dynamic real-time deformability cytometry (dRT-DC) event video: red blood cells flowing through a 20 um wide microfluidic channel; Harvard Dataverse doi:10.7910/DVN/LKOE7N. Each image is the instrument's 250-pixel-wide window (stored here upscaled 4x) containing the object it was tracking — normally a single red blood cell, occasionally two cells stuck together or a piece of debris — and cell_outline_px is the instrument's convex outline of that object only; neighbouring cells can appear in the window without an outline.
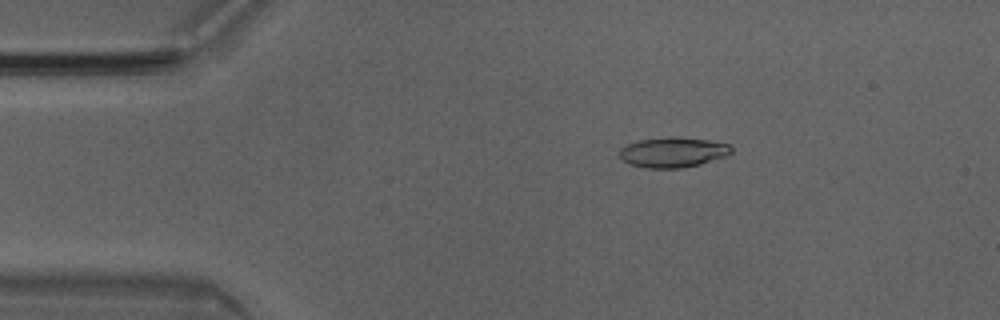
{"species": "Egyptian fruit bat (a non-hibernating species)", "species_latin": "Rousettus aegyptiacus", "temperature_condition": "room temperature", "stored_images_in_passage": 43, "camera_frame_rate_fps": 3000, "um_per_image_px": 0.085, "animal": {"sex": "male"}, "frame": {"image": 1, "passage_image": 1, "time_ms": 0.0, "image_size_px": [1000, 320], "cell_outline_px": [[732, 152], [728, 156], [700, 164], [684, 168], [644, 168], [628, 164], [620, 156], [620, 148], [636, 140], [672, 136], [676, 136], [708, 140], [732, 144]], "centroid_in_image_um": [57.23, 12.94], "position_along_channel_um": 27.8, "area_um2": 20.0}}
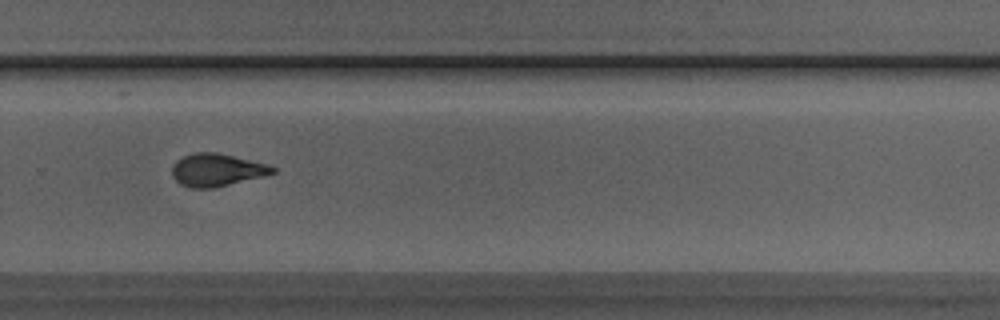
{"frame": {"image": 2, "passage_image": 26, "time_ms": 8.333, "image_size_px": [1000, 320], "cell_outline_px": [[276, 172], [264, 176], [212, 188], [192, 188], [180, 184], [172, 176], [172, 164], [176, 160], [184, 156], [196, 152], [216, 152], [268, 164], [276, 168]], "centroid_in_image_um": [18.41, 14.44], "position_along_channel_um": 311.4, "area_um2": 19.07}}
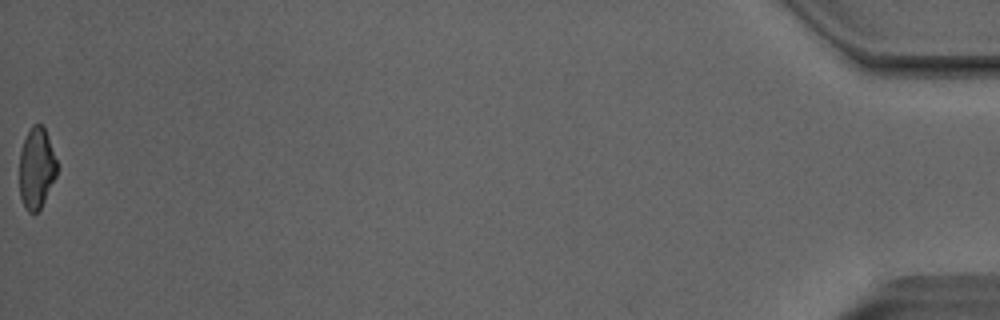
{"frame": {"image": 3, "passage_image": 43, "time_ms": 14.0, "image_size_px": [1000, 320], "cell_outline_px": [[56, 176], [40, 208], [36, 212], [28, 212], [24, 208], [20, 196], [20, 152], [24, 140], [32, 124], [40, 124], [44, 128], [48, 136], [56, 160]], "centroid_in_image_um": [3.09, 14.3], "position_along_channel_um": 432.1, "area_um2": 17.4}, "authors_computed_cell_mechanics": {"area_um2": 19.2474, "velocity_mm_per_s": 4.0468, "shape_relaxation_time_tau1_ms": 10.9536, "shape_relaxation_time_tau2_ms": 1.5356, "deformation_change_tau1": 0.2746, "deformation_change_tau2": 0.0764}}